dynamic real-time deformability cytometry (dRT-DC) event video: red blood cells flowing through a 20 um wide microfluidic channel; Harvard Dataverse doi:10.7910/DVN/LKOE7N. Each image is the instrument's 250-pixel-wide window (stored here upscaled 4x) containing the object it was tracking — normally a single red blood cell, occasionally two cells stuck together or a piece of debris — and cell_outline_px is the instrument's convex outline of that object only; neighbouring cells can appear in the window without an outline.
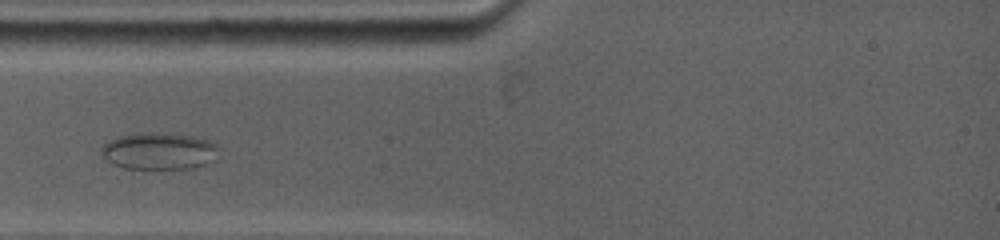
{"species": "common noctule bat (a hibernating species)", "species_latin": "Nyctalus noctula", "temperature_condition": "warm", "stored_images_in_passage": 4, "camera_frame_rate_fps": 5000, "um_per_image_px": 0.085, "animal": {"sex": "female", "body_mass_g": 19.0, "forearm_length_mm": 53.3}, "frame": {"image": 1, "passage_image": 2, "time_ms": 1.2, "image_size_px": [1000, 240], "cell_outline_px": [[220, 148], [216, 160], [208, 164], [192, 168], [124, 168], [112, 164], [100, 152], [104, 144], [108, 140], [116, 136], [136, 132], [168, 132], [192, 136], [208, 140], [216, 144]], "centroid_in_image_um": [13.55, 12.81], "position_along_channel_um": 71.5, "area_um2": 25.78}}
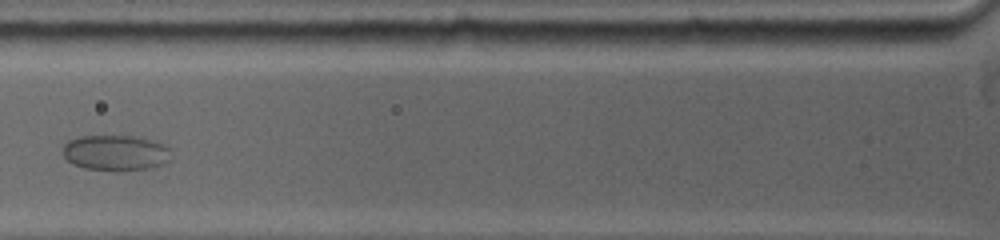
{"frame": {"image": 2, "passage_image": 3, "time_ms": 2.4, "image_size_px": [1000, 240], "cell_outline_px": [[172, 160], [148, 168], [120, 172], [84, 168], [72, 164], [60, 152], [64, 144], [68, 140], [80, 136], [132, 136], [152, 140], [168, 144]], "centroid_in_image_um": [9.82, 12.99], "position_along_channel_um": 116.0, "area_um2": 22.95}}
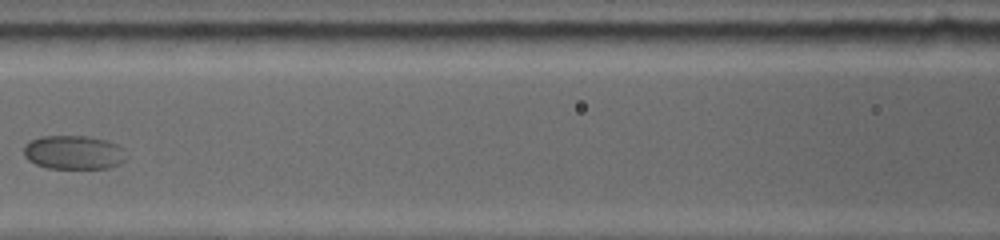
{"frame": {"image": 3, "passage_image": 4, "time_ms": 3.6, "image_size_px": [1000, 240], "cell_outline_px": [[124, 160], [120, 164], [108, 168], [48, 168], [36, 164], [28, 160], [24, 156], [24, 144], [40, 136], [88, 136], [108, 140], [124, 148]], "centroid_in_image_um": [6.25, 12.95], "position_along_channel_um": 160.3, "area_um2": 20.29}}